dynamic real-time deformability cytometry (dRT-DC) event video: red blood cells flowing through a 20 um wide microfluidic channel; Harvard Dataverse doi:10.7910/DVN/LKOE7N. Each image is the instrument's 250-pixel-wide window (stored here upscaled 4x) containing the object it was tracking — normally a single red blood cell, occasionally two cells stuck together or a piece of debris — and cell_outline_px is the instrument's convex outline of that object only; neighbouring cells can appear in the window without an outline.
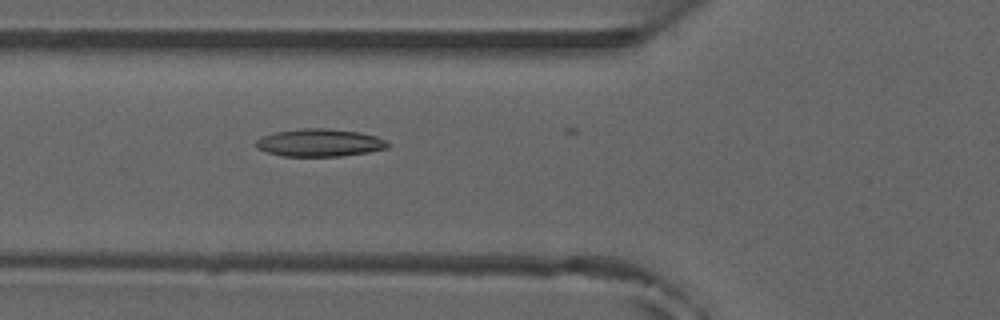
{"species": "common noctule bat (a hibernating species)", "species_latin": "Nyctalus noctula", "temperature_condition": "room temperature", "stored_images_in_passage": 13, "camera_frame_rate_fps": 3000, "um_per_image_px": 0.085, "animal": {"sex": "male", "forearm_length_mm": 52.5}, "frame": {"image": 1, "passage_image": 9, "time_ms": 2.667, "image_size_px": [1000, 320], "cell_outline_px": [[388, 148], [368, 152], [340, 156], [280, 156], [256, 148], [256, 140], [264, 136], [276, 132], [300, 128], [328, 128], [360, 132], [376, 136], [388, 140]], "centroid_in_image_um": [27.19, 12.13], "position_along_channel_um": 98.6, "area_um2": 21.27}}
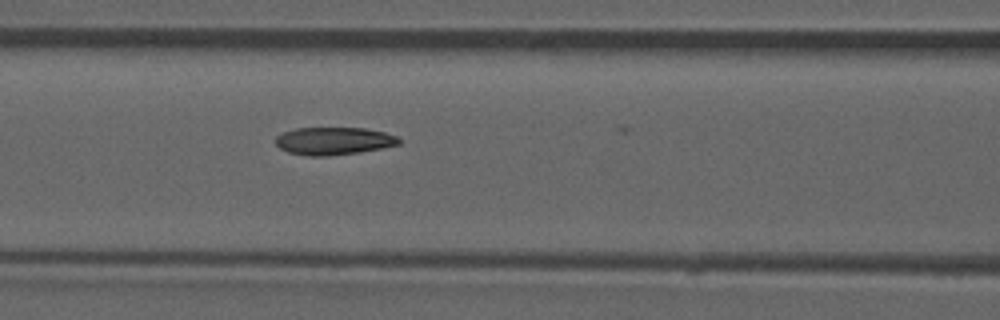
{"frame": {"image": 2, "passage_image": 12, "time_ms": 3.667, "image_size_px": [1000, 320], "cell_outline_px": [[400, 144], [360, 152], [328, 156], [308, 156], [288, 152], [280, 148], [276, 144], [276, 136], [284, 132], [296, 128], [364, 128], [384, 132], [396, 136], [400, 140]], "centroid_in_image_um": [28.35, 11.98], "position_along_channel_um": 138.3, "area_um2": 19.77}}